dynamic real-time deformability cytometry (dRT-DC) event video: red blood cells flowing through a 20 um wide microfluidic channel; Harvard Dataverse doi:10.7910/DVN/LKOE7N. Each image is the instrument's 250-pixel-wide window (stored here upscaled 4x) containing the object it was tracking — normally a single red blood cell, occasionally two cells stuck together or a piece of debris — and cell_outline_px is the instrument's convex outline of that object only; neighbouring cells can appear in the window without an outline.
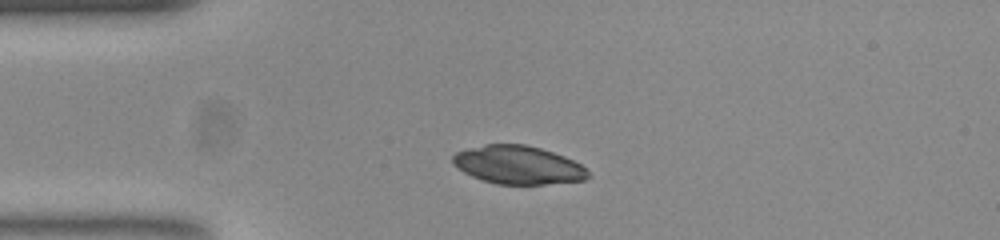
{"species": "common noctule bat (a hibernating species)", "species_latin": "Nyctalus noctula", "temperature_condition": "room temperature", "stored_images_in_passage": 41, "camera_frame_rate_fps": 3000, "um_per_image_px": 0.085, "animal": {"sex": "female", "body_mass_g": 23.0, "forearm_length_mm": 53.4}, "frame": {"image": 1, "passage_image": 1, "time_ms": 0.0, "image_size_px": [1000, 240], "cell_outline_px": [[588, 176], [584, 180], [544, 184], [496, 184], [472, 176], [464, 172], [452, 164], [452, 156], [456, 152], [468, 148], [484, 144], [524, 144], [540, 148], [564, 156], [580, 164], [588, 172]], "centroid_in_image_um": [43.99, 14.01], "position_along_channel_um": 41.0, "area_um2": 30.0}}
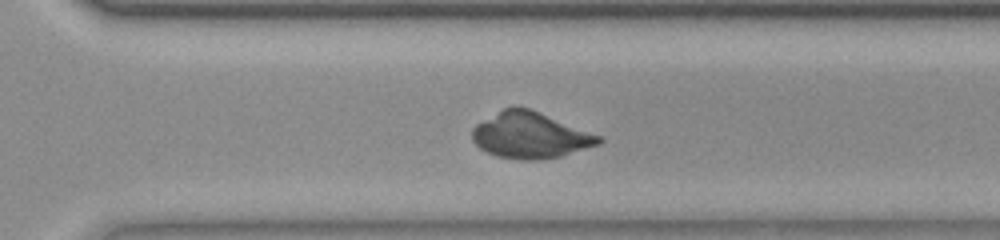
{"frame": {"image": 2, "passage_image": 25, "time_ms": 8.0, "image_size_px": [1000, 240], "cell_outline_px": [[604, 140], [600, 144], [560, 156], [536, 160], [520, 160], [496, 156], [480, 148], [472, 140], [472, 128], [476, 124], [504, 108], [512, 104], [528, 108], [600, 136]], "centroid_in_image_um": [45.03, 11.5], "position_along_channel_um": 325.6, "area_um2": 33.7}}
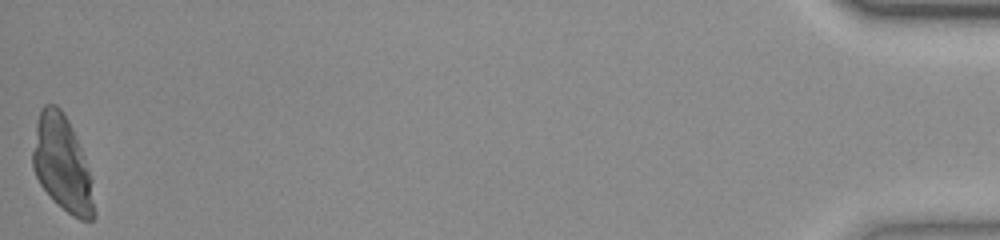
{"frame": {"image": 3, "passage_image": 41, "time_ms": 13.333, "image_size_px": [1000, 240], "cell_outline_px": [[96, 216], [92, 220], [80, 220], [72, 216], [56, 204], [52, 200], [40, 184], [32, 168], [32, 152], [36, 120], [40, 108], [44, 104], [56, 104], [64, 112], [72, 128], [84, 156], [88, 172], [96, 212]], "centroid_in_image_um": [5.25, 13.93], "position_along_channel_um": 429.9, "area_um2": 34.28}}